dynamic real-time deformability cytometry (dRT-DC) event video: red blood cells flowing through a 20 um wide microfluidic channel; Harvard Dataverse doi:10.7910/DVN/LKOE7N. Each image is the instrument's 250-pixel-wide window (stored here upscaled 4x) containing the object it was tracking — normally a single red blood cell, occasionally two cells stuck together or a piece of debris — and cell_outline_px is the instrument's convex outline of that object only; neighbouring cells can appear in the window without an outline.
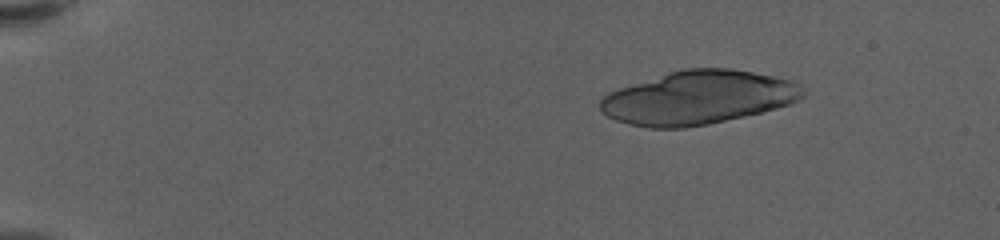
{"species": "human", "species_latin": "Homo sapiens", "temperature_condition": "warm", "stored_images_in_passage": 27, "camera_frame_rate_fps": 3000, "um_per_image_px": 0.085, "donor": {"sex": "female"}, "frame": {"image": 1, "passage_image": 8, "time_ms": 2.333, "image_size_px": [1000, 240], "cell_outline_px": [[804, 96], [788, 104], [776, 108], [760, 112], [708, 124], [684, 128], [648, 128], [628, 124], [616, 120], [600, 112], [600, 100], [608, 92], [668, 72], [684, 68], [732, 68], [792, 80], [800, 84], [804, 92]], "centroid_in_image_um": [59.32, 8.3], "position_along_channel_um": 25.7, "area_um2": 63.0}}